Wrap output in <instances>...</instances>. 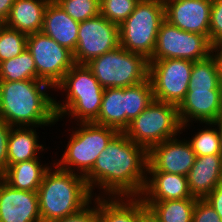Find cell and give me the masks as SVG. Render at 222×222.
<instances>
[{
  "label": "cell",
  "mask_w": 222,
  "mask_h": 222,
  "mask_svg": "<svg viewBox=\"0 0 222 222\" xmlns=\"http://www.w3.org/2000/svg\"><path fill=\"white\" fill-rule=\"evenodd\" d=\"M148 151L118 132L97 157L85 176L92 194L94 187L106 197H140L147 181Z\"/></svg>",
  "instance_id": "6da1fadb"
},
{
  "label": "cell",
  "mask_w": 222,
  "mask_h": 222,
  "mask_svg": "<svg viewBox=\"0 0 222 222\" xmlns=\"http://www.w3.org/2000/svg\"><path fill=\"white\" fill-rule=\"evenodd\" d=\"M53 88L32 79L0 81V117L11 127H42L57 120L54 98L45 91Z\"/></svg>",
  "instance_id": "7a4b0ae2"
},
{
  "label": "cell",
  "mask_w": 222,
  "mask_h": 222,
  "mask_svg": "<svg viewBox=\"0 0 222 222\" xmlns=\"http://www.w3.org/2000/svg\"><path fill=\"white\" fill-rule=\"evenodd\" d=\"M53 165L54 171L52 168L46 171L37 190L42 222L73 214L93 198L84 176Z\"/></svg>",
  "instance_id": "3957f363"
},
{
  "label": "cell",
  "mask_w": 222,
  "mask_h": 222,
  "mask_svg": "<svg viewBox=\"0 0 222 222\" xmlns=\"http://www.w3.org/2000/svg\"><path fill=\"white\" fill-rule=\"evenodd\" d=\"M66 91L65 101L54 100L57 120L65 115L80 123H92L98 118L104 88L87 65L74 64L54 87ZM60 102V103H59ZM77 118V119H76Z\"/></svg>",
  "instance_id": "277c9868"
},
{
  "label": "cell",
  "mask_w": 222,
  "mask_h": 222,
  "mask_svg": "<svg viewBox=\"0 0 222 222\" xmlns=\"http://www.w3.org/2000/svg\"><path fill=\"white\" fill-rule=\"evenodd\" d=\"M164 20V0H140L130 16L119 25L120 46L150 60Z\"/></svg>",
  "instance_id": "5b68a950"
},
{
  "label": "cell",
  "mask_w": 222,
  "mask_h": 222,
  "mask_svg": "<svg viewBox=\"0 0 222 222\" xmlns=\"http://www.w3.org/2000/svg\"><path fill=\"white\" fill-rule=\"evenodd\" d=\"M99 84L104 88H125L148 79L149 60L118 46L88 62Z\"/></svg>",
  "instance_id": "8992f818"
},
{
  "label": "cell",
  "mask_w": 222,
  "mask_h": 222,
  "mask_svg": "<svg viewBox=\"0 0 222 222\" xmlns=\"http://www.w3.org/2000/svg\"><path fill=\"white\" fill-rule=\"evenodd\" d=\"M73 131L61 160L54 164L63 170L85 177L118 131L94 122L80 123L78 130L76 128Z\"/></svg>",
  "instance_id": "52a82bcc"
},
{
  "label": "cell",
  "mask_w": 222,
  "mask_h": 222,
  "mask_svg": "<svg viewBox=\"0 0 222 222\" xmlns=\"http://www.w3.org/2000/svg\"><path fill=\"white\" fill-rule=\"evenodd\" d=\"M176 105L153 100L129 126L124 134L149 151L153 146L182 134Z\"/></svg>",
  "instance_id": "ba28073f"
},
{
  "label": "cell",
  "mask_w": 222,
  "mask_h": 222,
  "mask_svg": "<svg viewBox=\"0 0 222 222\" xmlns=\"http://www.w3.org/2000/svg\"><path fill=\"white\" fill-rule=\"evenodd\" d=\"M212 48L207 36L181 30L164 20L150 60L186 59L195 62L208 58Z\"/></svg>",
  "instance_id": "9c48e42d"
},
{
  "label": "cell",
  "mask_w": 222,
  "mask_h": 222,
  "mask_svg": "<svg viewBox=\"0 0 222 222\" xmlns=\"http://www.w3.org/2000/svg\"><path fill=\"white\" fill-rule=\"evenodd\" d=\"M193 63L186 59L149 60L154 100L178 106L188 91Z\"/></svg>",
  "instance_id": "30bf717a"
},
{
  "label": "cell",
  "mask_w": 222,
  "mask_h": 222,
  "mask_svg": "<svg viewBox=\"0 0 222 222\" xmlns=\"http://www.w3.org/2000/svg\"><path fill=\"white\" fill-rule=\"evenodd\" d=\"M26 48L34 59L37 80L45 81L53 88L75 64L73 53L42 31L28 34Z\"/></svg>",
  "instance_id": "8fae6325"
},
{
  "label": "cell",
  "mask_w": 222,
  "mask_h": 222,
  "mask_svg": "<svg viewBox=\"0 0 222 222\" xmlns=\"http://www.w3.org/2000/svg\"><path fill=\"white\" fill-rule=\"evenodd\" d=\"M120 46L119 25L101 14L80 22L78 42L73 53L75 64L88 62Z\"/></svg>",
  "instance_id": "7c38bea8"
},
{
  "label": "cell",
  "mask_w": 222,
  "mask_h": 222,
  "mask_svg": "<svg viewBox=\"0 0 222 222\" xmlns=\"http://www.w3.org/2000/svg\"><path fill=\"white\" fill-rule=\"evenodd\" d=\"M177 108L181 131L185 130L191 120L200 121V124L217 122L222 119V88L188 87Z\"/></svg>",
  "instance_id": "4fadbf2b"
},
{
  "label": "cell",
  "mask_w": 222,
  "mask_h": 222,
  "mask_svg": "<svg viewBox=\"0 0 222 222\" xmlns=\"http://www.w3.org/2000/svg\"><path fill=\"white\" fill-rule=\"evenodd\" d=\"M195 159L196 154L189 141L173 137L148 151L147 172H167L187 176Z\"/></svg>",
  "instance_id": "5bb4252c"
},
{
  "label": "cell",
  "mask_w": 222,
  "mask_h": 222,
  "mask_svg": "<svg viewBox=\"0 0 222 222\" xmlns=\"http://www.w3.org/2000/svg\"><path fill=\"white\" fill-rule=\"evenodd\" d=\"M164 6L171 25L209 38L212 0H164Z\"/></svg>",
  "instance_id": "9a60e30c"
},
{
  "label": "cell",
  "mask_w": 222,
  "mask_h": 222,
  "mask_svg": "<svg viewBox=\"0 0 222 222\" xmlns=\"http://www.w3.org/2000/svg\"><path fill=\"white\" fill-rule=\"evenodd\" d=\"M0 222H42L37 192L14 189L0 178Z\"/></svg>",
  "instance_id": "2e32d148"
},
{
  "label": "cell",
  "mask_w": 222,
  "mask_h": 222,
  "mask_svg": "<svg viewBox=\"0 0 222 222\" xmlns=\"http://www.w3.org/2000/svg\"><path fill=\"white\" fill-rule=\"evenodd\" d=\"M192 197L204 199L222 182L220 155L198 156L187 175Z\"/></svg>",
  "instance_id": "e0dca14e"
},
{
  "label": "cell",
  "mask_w": 222,
  "mask_h": 222,
  "mask_svg": "<svg viewBox=\"0 0 222 222\" xmlns=\"http://www.w3.org/2000/svg\"><path fill=\"white\" fill-rule=\"evenodd\" d=\"M79 25L54 0L49 2L44 13L42 32L72 53L78 42Z\"/></svg>",
  "instance_id": "ac0fdd59"
},
{
  "label": "cell",
  "mask_w": 222,
  "mask_h": 222,
  "mask_svg": "<svg viewBox=\"0 0 222 222\" xmlns=\"http://www.w3.org/2000/svg\"><path fill=\"white\" fill-rule=\"evenodd\" d=\"M147 173L150 177L147 176L143 196H140L143 201L195 198L190 193L187 176L167 172Z\"/></svg>",
  "instance_id": "d6986e66"
},
{
  "label": "cell",
  "mask_w": 222,
  "mask_h": 222,
  "mask_svg": "<svg viewBox=\"0 0 222 222\" xmlns=\"http://www.w3.org/2000/svg\"><path fill=\"white\" fill-rule=\"evenodd\" d=\"M146 209L141 197L98 195V222H139V216Z\"/></svg>",
  "instance_id": "ffe728a7"
},
{
  "label": "cell",
  "mask_w": 222,
  "mask_h": 222,
  "mask_svg": "<svg viewBox=\"0 0 222 222\" xmlns=\"http://www.w3.org/2000/svg\"><path fill=\"white\" fill-rule=\"evenodd\" d=\"M51 0H15L5 25L25 34L41 32L44 13Z\"/></svg>",
  "instance_id": "44dd1931"
},
{
  "label": "cell",
  "mask_w": 222,
  "mask_h": 222,
  "mask_svg": "<svg viewBox=\"0 0 222 222\" xmlns=\"http://www.w3.org/2000/svg\"><path fill=\"white\" fill-rule=\"evenodd\" d=\"M39 159L21 161L7 167L0 178L14 189L37 192L46 171L51 168Z\"/></svg>",
  "instance_id": "7402d4cb"
},
{
  "label": "cell",
  "mask_w": 222,
  "mask_h": 222,
  "mask_svg": "<svg viewBox=\"0 0 222 222\" xmlns=\"http://www.w3.org/2000/svg\"><path fill=\"white\" fill-rule=\"evenodd\" d=\"M33 127H11L8 139V167L21 161L39 159L38 152L44 146L38 144V135Z\"/></svg>",
  "instance_id": "603a6c76"
},
{
  "label": "cell",
  "mask_w": 222,
  "mask_h": 222,
  "mask_svg": "<svg viewBox=\"0 0 222 222\" xmlns=\"http://www.w3.org/2000/svg\"><path fill=\"white\" fill-rule=\"evenodd\" d=\"M94 123L124 132L126 129V87L104 89L100 112Z\"/></svg>",
  "instance_id": "cb8c5ba5"
},
{
  "label": "cell",
  "mask_w": 222,
  "mask_h": 222,
  "mask_svg": "<svg viewBox=\"0 0 222 222\" xmlns=\"http://www.w3.org/2000/svg\"><path fill=\"white\" fill-rule=\"evenodd\" d=\"M197 198L143 201L159 222H192Z\"/></svg>",
  "instance_id": "d4e9b609"
},
{
  "label": "cell",
  "mask_w": 222,
  "mask_h": 222,
  "mask_svg": "<svg viewBox=\"0 0 222 222\" xmlns=\"http://www.w3.org/2000/svg\"><path fill=\"white\" fill-rule=\"evenodd\" d=\"M32 79H37V69L27 48L18 56L0 63V81Z\"/></svg>",
  "instance_id": "484cf974"
},
{
  "label": "cell",
  "mask_w": 222,
  "mask_h": 222,
  "mask_svg": "<svg viewBox=\"0 0 222 222\" xmlns=\"http://www.w3.org/2000/svg\"><path fill=\"white\" fill-rule=\"evenodd\" d=\"M153 100V88L149 78L140 84L126 87V128Z\"/></svg>",
  "instance_id": "4316f807"
},
{
  "label": "cell",
  "mask_w": 222,
  "mask_h": 222,
  "mask_svg": "<svg viewBox=\"0 0 222 222\" xmlns=\"http://www.w3.org/2000/svg\"><path fill=\"white\" fill-rule=\"evenodd\" d=\"M188 87L196 88H222L219 80L217 65L214 57L195 61L193 63Z\"/></svg>",
  "instance_id": "83f0119b"
},
{
  "label": "cell",
  "mask_w": 222,
  "mask_h": 222,
  "mask_svg": "<svg viewBox=\"0 0 222 222\" xmlns=\"http://www.w3.org/2000/svg\"><path fill=\"white\" fill-rule=\"evenodd\" d=\"M205 124H207L208 126L210 125V127L211 125L212 127H215L217 125V128H203L199 132H197V134L192 136L193 138L188 141L191 144L196 157L205 155H220L221 142L218 131V121Z\"/></svg>",
  "instance_id": "f1b7e54d"
},
{
  "label": "cell",
  "mask_w": 222,
  "mask_h": 222,
  "mask_svg": "<svg viewBox=\"0 0 222 222\" xmlns=\"http://www.w3.org/2000/svg\"><path fill=\"white\" fill-rule=\"evenodd\" d=\"M27 36L5 25L0 31V63L21 54L26 48Z\"/></svg>",
  "instance_id": "f546056e"
},
{
  "label": "cell",
  "mask_w": 222,
  "mask_h": 222,
  "mask_svg": "<svg viewBox=\"0 0 222 222\" xmlns=\"http://www.w3.org/2000/svg\"><path fill=\"white\" fill-rule=\"evenodd\" d=\"M75 21L82 22L100 14V0H54Z\"/></svg>",
  "instance_id": "4dcf8cb0"
},
{
  "label": "cell",
  "mask_w": 222,
  "mask_h": 222,
  "mask_svg": "<svg viewBox=\"0 0 222 222\" xmlns=\"http://www.w3.org/2000/svg\"><path fill=\"white\" fill-rule=\"evenodd\" d=\"M140 0H100V14L110 22L120 25L134 11Z\"/></svg>",
  "instance_id": "1f68e13d"
},
{
  "label": "cell",
  "mask_w": 222,
  "mask_h": 222,
  "mask_svg": "<svg viewBox=\"0 0 222 222\" xmlns=\"http://www.w3.org/2000/svg\"><path fill=\"white\" fill-rule=\"evenodd\" d=\"M209 40L212 46L222 43V0H212Z\"/></svg>",
  "instance_id": "d6a6232c"
},
{
  "label": "cell",
  "mask_w": 222,
  "mask_h": 222,
  "mask_svg": "<svg viewBox=\"0 0 222 222\" xmlns=\"http://www.w3.org/2000/svg\"><path fill=\"white\" fill-rule=\"evenodd\" d=\"M92 200H94V198L79 211L49 222H98V196L95 197V203L93 202L96 207L92 204ZM89 204L93 205V208H91Z\"/></svg>",
  "instance_id": "836d02e7"
},
{
  "label": "cell",
  "mask_w": 222,
  "mask_h": 222,
  "mask_svg": "<svg viewBox=\"0 0 222 222\" xmlns=\"http://www.w3.org/2000/svg\"><path fill=\"white\" fill-rule=\"evenodd\" d=\"M192 222H222V220L205 199H197L193 209Z\"/></svg>",
  "instance_id": "e575fe53"
},
{
  "label": "cell",
  "mask_w": 222,
  "mask_h": 222,
  "mask_svg": "<svg viewBox=\"0 0 222 222\" xmlns=\"http://www.w3.org/2000/svg\"><path fill=\"white\" fill-rule=\"evenodd\" d=\"M11 126L0 117V176L8 167V139Z\"/></svg>",
  "instance_id": "d590c367"
},
{
  "label": "cell",
  "mask_w": 222,
  "mask_h": 222,
  "mask_svg": "<svg viewBox=\"0 0 222 222\" xmlns=\"http://www.w3.org/2000/svg\"><path fill=\"white\" fill-rule=\"evenodd\" d=\"M204 199L215 209L222 220V182Z\"/></svg>",
  "instance_id": "8d00e7d4"
},
{
  "label": "cell",
  "mask_w": 222,
  "mask_h": 222,
  "mask_svg": "<svg viewBox=\"0 0 222 222\" xmlns=\"http://www.w3.org/2000/svg\"><path fill=\"white\" fill-rule=\"evenodd\" d=\"M211 55L214 57L216 62L219 80L222 85V43L213 46Z\"/></svg>",
  "instance_id": "74e56055"
},
{
  "label": "cell",
  "mask_w": 222,
  "mask_h": 222,
  "mask_svg": "<svg viewBox=\"0 0 222 222\" xmlns=\"http://www.w3.org/2000/svg\"><path fill=\"white\" fill-rule=\"evenodd\" d=\"M15 3V0H0V18L4 21L9 16L12 5Z\"/></svg>",
  "instance_id": "f35d334b"
},
{
  "label": "cell",
  "mask_w": 222,
  "mask_h": 222,
  "mask_svg": "<svg viewBox=\"0 0 222 222\" xmlns=\"http://www.w3.org/2000/svg\"><path fill=\"white\" fill-rule=\"evenodd\" d=\"M139 222H159V220L152 214V212L147 208L140 216Z\"/></svg>",
  "instance_id": "ab89813d"
},
{
  "label": "cell",
  "mask_w": 222,
  "mask_h": 222,
  "mask_svg": "<svg viewBox=\"0 0 222 222\" xmlns=\"http://www.w3.org/2000/svg\"><path fill=\"white\" fill-rule=\"evenodd\" d=\"M218 131H219L220 142H221V146H220V156H221V158H222V119L218 120Z\"/></svg>",
  "instance_id": "60d3db41"
},
{
  "label": "cell",
  "mask_w": 222,
  "mask_h": 222,
  "mask_svg": "<svg viewBox=\"0 0 222 222\" xmlns=\"http://www.w3.org/2000/svg\"><path fill=\"white\" fill-rule=\"evenodd\" d=\"M4 26H5V21L2 18H0V31Z\"/></svg>",
  "instance_id": "b9f144b4"
}]
</instances>
